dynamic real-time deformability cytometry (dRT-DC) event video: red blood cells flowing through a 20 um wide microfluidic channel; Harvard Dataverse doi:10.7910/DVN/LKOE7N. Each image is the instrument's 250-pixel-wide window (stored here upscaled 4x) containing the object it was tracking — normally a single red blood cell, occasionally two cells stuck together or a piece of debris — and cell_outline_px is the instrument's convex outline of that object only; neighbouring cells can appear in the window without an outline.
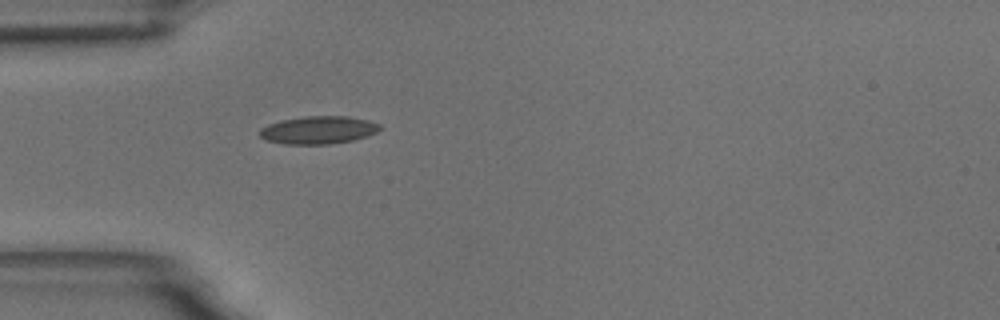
{"species": "common noctule bat (a hibernating species)", "species_latin": "Nyctalus noctula", "temperature_condition": "room temperature", "stored_images_in_passage": 1, "camera_frame_rate_fps": 3000, "um_per_image_px": 0.085, "animal": {"sex": "male", "body_mass_g": 18.8}, "frame": {"image": 1, "passage_image": 1, "time_ms": 0.0, "image_size_px": [1000, 320], "cell_outline_px": [[380, 128], [376, 132], [368, 136], [352, 140], [328, 144], [288, 144], [264, 140], [260, 136], [260, 128], [268, 124], [280, 120], [304, 116], [348, 116], [368, 120], [380, 124]], "centroid_in_image_um": [27.04, 11.04], "position_along_channel_um": 58.0, "area_um2": 19.48}}